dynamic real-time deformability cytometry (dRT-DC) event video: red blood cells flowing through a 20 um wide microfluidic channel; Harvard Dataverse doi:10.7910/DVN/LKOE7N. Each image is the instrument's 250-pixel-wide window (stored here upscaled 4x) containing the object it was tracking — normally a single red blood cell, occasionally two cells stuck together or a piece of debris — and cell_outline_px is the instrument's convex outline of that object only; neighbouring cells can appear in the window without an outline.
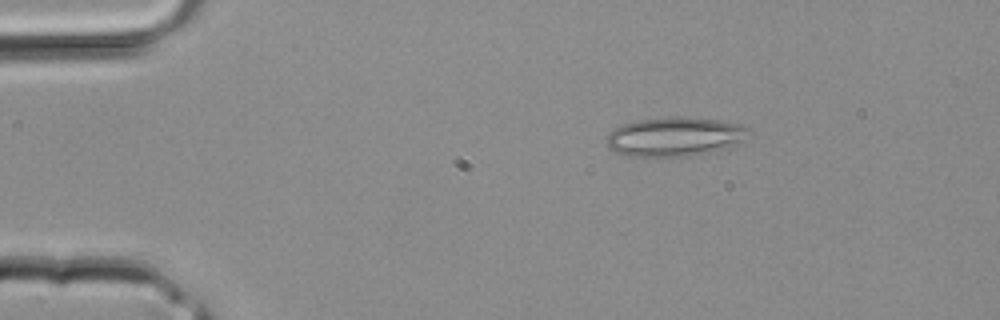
{"species": "common noctule bat (a hibernating species)", "species_latin": "Nyctalus noctula", "temperature_condition": "room temperature", "stored_images_in_passage": 2, "camera_frame_rate_fps": 3000, "um_per_image_px": 0.085, "animal": {"sex": "male", "body_mass_g": 20.4}, "frame": {"image": 1, "passage_image": 1, "time_ms": 0.0, "image_size_px": [1000, 320], "cell_outline_px": [[752, 132], [736, 144], [696, 156], [628, 156], [616, 152], [608, 148], [608, 132], [620, 124], [636, 120], [676, 116], [716, 120], [740, 124], [748, 128]], "centroid_in_image_um": [57.32, 11.61], "position_along_channel_um": 27.7, "area_um2": 32.37}}